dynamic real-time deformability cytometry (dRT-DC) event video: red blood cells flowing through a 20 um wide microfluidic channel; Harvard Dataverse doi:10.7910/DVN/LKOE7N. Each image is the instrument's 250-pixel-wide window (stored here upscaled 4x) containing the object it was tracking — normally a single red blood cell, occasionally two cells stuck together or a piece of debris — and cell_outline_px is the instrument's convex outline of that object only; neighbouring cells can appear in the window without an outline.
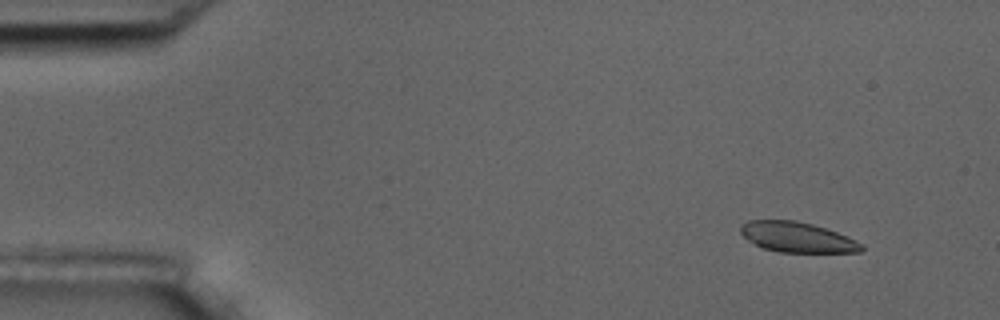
{"species": "common noctule bat (a hibernating species)", "species_latin": "Nyctalus noctula", "temperature_condition": "room temperature", "stored_images_in_passage": 57, "camera_frame_rate_fps": 3000, "um_per_image_px": 0.085, "animal": {"sex": "male", "body_mass_g": 17.5, "forearm_length_mm": 52.3}, "frame": {"image": 1, "passage_image": 6, "time_ms": 1.667, "image_size_px": [1000, 320], "cell_outline_px": [[864, 248], [860, 252], [780, 252], [764, 248], [748, 240], [740, 232], [740, 224], [748, 220], [796, 220], [812, 224], [848, 236], [864, 244]], "centroid_in_image_um": [67.77, 20.15], "position_along_channel_um": 17.2, "area_um2": 21.27}}
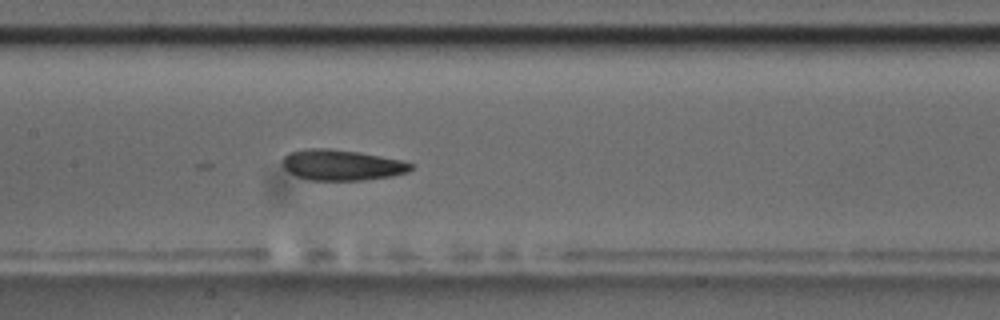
{"frame": {"image": 2, "passage_image": 28, "time_ms": 9.0, "image_size_px": [1000, 320], "cell_outline_px": [[412, 168], [408, 172], [392, 176], [360, 180], [308, 180], [296, 176], [288, 172], [280, 164], [280, 160], [288, 152], [304, 148], [328, 148], [360, 152], [404, 160], [412, 164]], "centroid_in_image_um": [28.99, 14.01], "position_along_channel_um": 178.4, "area_um2": 23.35}}
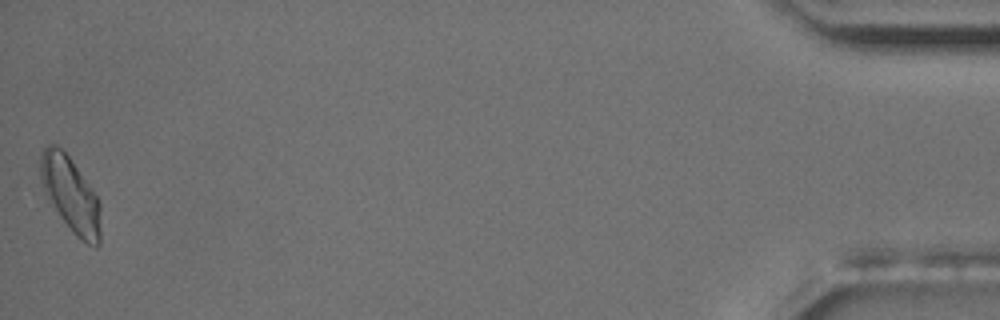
{"frame": {"image": 3, "passage_image": 57, "time_ms": 18.667, "image_size_px": [1000, 320], "cell_outline_px": [[100, 244], [96, 248], [88, 244], [76, 236], [72, 232], [48, 200], [44, 192], [40, 176], [40, 156], [44, 148], [48, 144], [56, 144], [68, 156], [92, 188], [100, 200]], "centroid_in_image_um": [6.01, 16.55], "position_along_channel_um": 429.2, "area_um2": 26.36}, "authors_computed_cell_mechanics": {"area_um2": 23.2356, "velocity_mm_per_s": 3.5605, "shape_relaxation_time_tau1_ms": 7.7734, "shape_relaxation_time_tau2_ms": 2.3289, "deformation_change_tau1": 0.1434, "deformation_change_tau2": 0.0941}}